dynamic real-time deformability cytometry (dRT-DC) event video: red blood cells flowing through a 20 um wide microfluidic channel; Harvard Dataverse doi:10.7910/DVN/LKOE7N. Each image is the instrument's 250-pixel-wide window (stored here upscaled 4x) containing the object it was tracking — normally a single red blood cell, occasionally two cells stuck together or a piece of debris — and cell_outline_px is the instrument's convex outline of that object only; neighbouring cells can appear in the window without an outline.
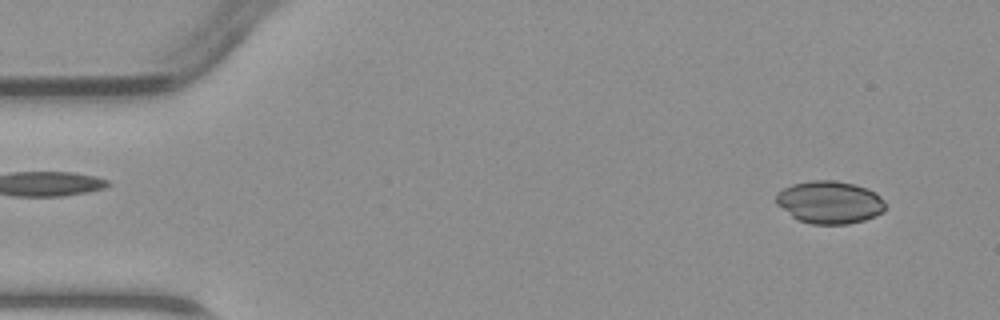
{"species": "common noctule bat (a hibernating species)", "species_latin": "Nyctalus noctula", "temperature_condition": "warm", "stored_images_in_passage": 46, "camera_frame_rate_fps": 3000, "um_per_image_px": 0.085, "animal": {"sex": "male", "body_mass_g": 23.1, "forearm_length_mm": 52.7}, "frame": {"image": 1, "passage_image": 3, "time_ms": 0.667, "image_size_px": [1000, 320], "cell_outline_px": [[884, 208], [876, 216], [864, 220], [848, 224], [812, 224], [800, 220], [792, 216], [776, 204], [776, 192], [792, 184], [812, 180], [836, 180], [868, 188], [876, 192], [884, 200]], "centroid_in_image_um": [70.51, 17.18], "position_along_channel_um": 14.5, "area_um2": 27.11}}
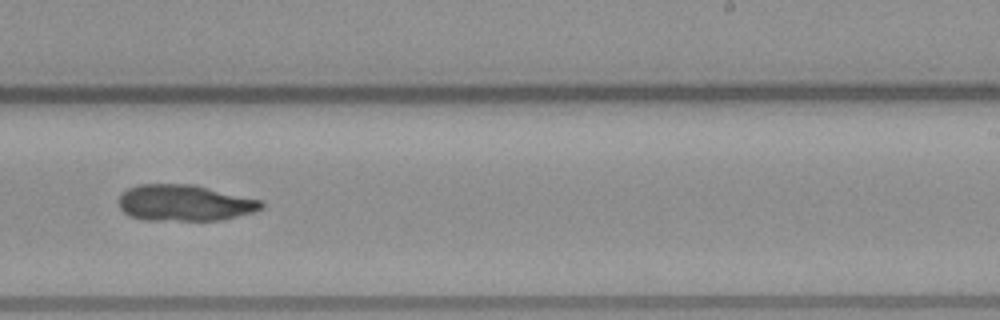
{"frame": {"image": 2, "passage_image": 28, "time_ms": 9.0, "image_size_px": [1000, 320], "cell_outline_px": [[264, 208], [252, 212], [220, 220], [144, 220], [128, 216], [120, 208], [116, 200], [120, 192], [136, 184], [196, 184], [264, 200]], "centroid_in_image_um": [15.66, 17.23], "position_along_channel_um": 273.3, "area_um2": 30.81}}
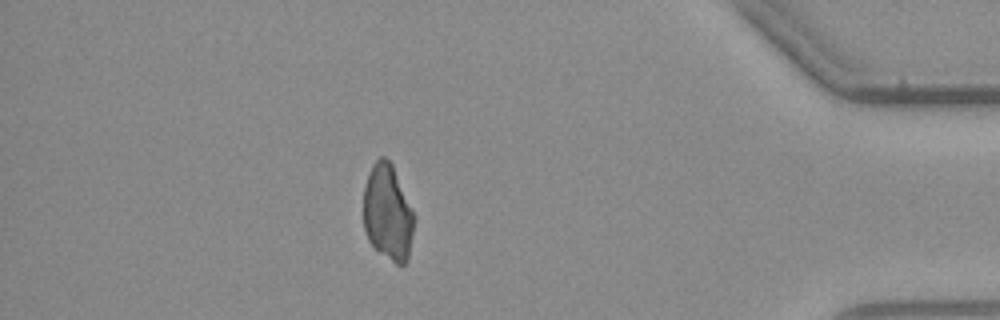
{"frame": {"image": 3, "passage_image": 40, "time_ms": 13.0, "image_size_px": [1000, 320], "cell_outline_px": [[416, 216], [408, 256], [404, 264], [396, 264], [380, 252], [368, 240], [364, 228], [364, 188], [372, 164], [380, 156], [384, 156], [392, 164]], "centroid_in_image_um": [32.97, 18.05], "position_along_channel_um": 402.2, "area_um2": 28.21}}